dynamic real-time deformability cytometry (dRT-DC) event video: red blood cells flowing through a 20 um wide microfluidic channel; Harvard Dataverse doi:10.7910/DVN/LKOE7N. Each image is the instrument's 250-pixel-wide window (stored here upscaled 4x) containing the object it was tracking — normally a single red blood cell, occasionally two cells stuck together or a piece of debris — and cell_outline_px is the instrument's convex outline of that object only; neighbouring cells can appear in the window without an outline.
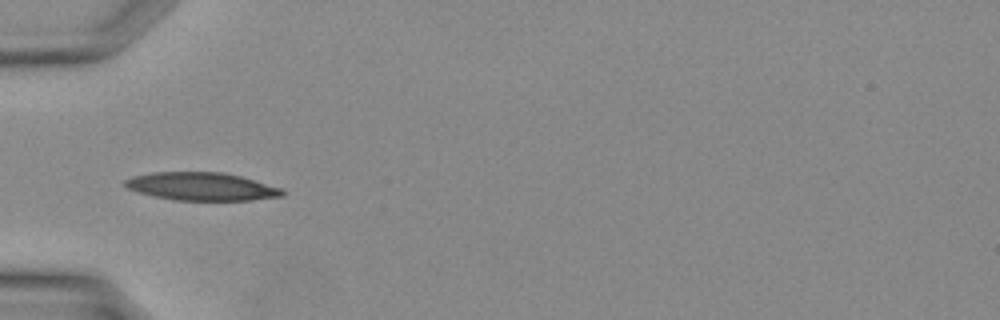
{"species": "Egyptian fruit bat (a non-hibernating species)", "species_latin": "Rousettus aegyptiacus", "temperature_condition": "warm", "stored_images_in_passage": 6, "camera_frame_rate_fps": 3000, "um_per_image_px": 0.085, "animal": {"sex": "female"}, "frame": {"image": 1, "passage_image": 1, "time_ms": 0.0, "image_size_px": [1000, 320], "cell_outline_px": [[284, 196], [252, 200], [176, 200], [156, 196], [140, 192], [128, 188], [124, 184], [124, 180], [132, 176], [152, 172], [224, 172], [240, 176], [284, 188]], "centroid_in_image_um": [17.18, 15.84], "position_along_channel_um": 67.8, "area_um2": 25.61}}